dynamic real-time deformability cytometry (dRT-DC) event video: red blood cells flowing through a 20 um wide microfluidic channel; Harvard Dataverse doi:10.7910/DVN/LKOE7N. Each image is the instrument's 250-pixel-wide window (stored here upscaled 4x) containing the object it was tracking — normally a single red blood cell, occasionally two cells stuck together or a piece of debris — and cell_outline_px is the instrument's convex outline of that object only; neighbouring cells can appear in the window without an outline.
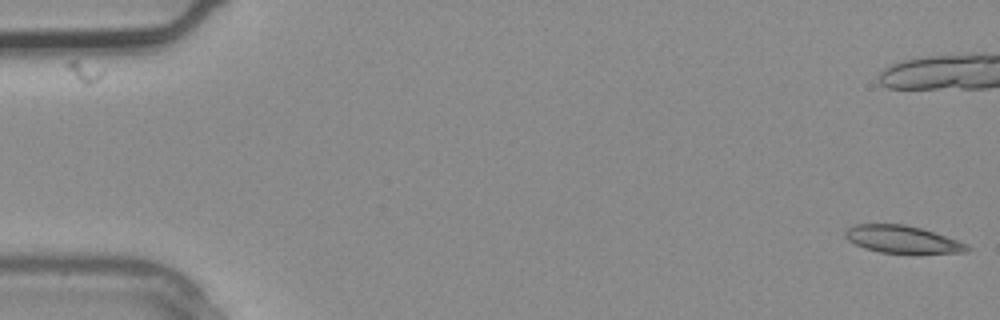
{"species": "common noctule bat (a hibernating species)", "species_latin": "Nyctalus noctula", "temperature_condition": "warm", "stored_images_in_passage": 4, "camera_frame_rate_fps": 3000, "um_per_image_px": 0.085, "animal": {"sex": "male", "body_mass_g": 20.4}, "frame": {"image": 1, "passage_image": 1, "time_ms": 0.0, "image_size_px": [1000, 320], "cell_outline_px": [[972, 248], [964, 252], [880, 252], [864, 248], [848, 240], [844, 236], [844, 232], [848, 228], [856, 224], [904, 224], [920, 228], [968, 244]], "centroid_in_image_um": [76.64, 20.33], "position_along_channel_um": 8.4, "area_um2": 18.9}}
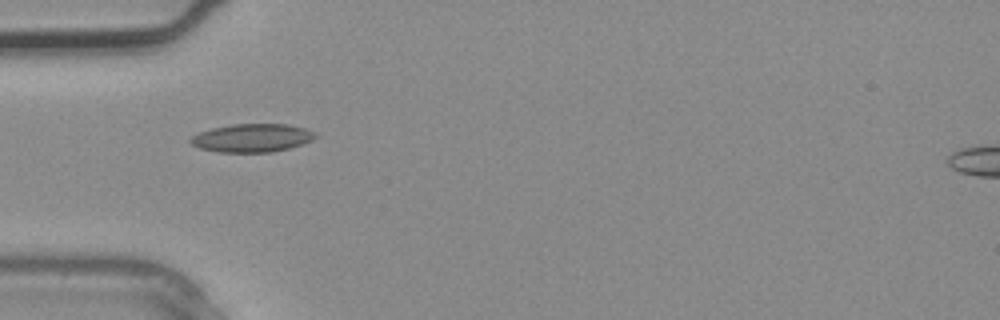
{"frame": {"image": 2, "passage_image": 4, "time_ms": 1.0, "image_size_px": [1000, 320], "cell_outline_px": [[320, 136], [312, 140], [288, 148], [272, 152], [220, 152], [200, 148], [192, 144], [188, 140], [192, 136], [200, 132], [212, 128], [232, 124], [288, 124], [304, 128], [316, 132]], "centroid_in_image_um": [21.45, 11.72], "position_along_channel_um": 63.6, "area_um2": 20.52}}